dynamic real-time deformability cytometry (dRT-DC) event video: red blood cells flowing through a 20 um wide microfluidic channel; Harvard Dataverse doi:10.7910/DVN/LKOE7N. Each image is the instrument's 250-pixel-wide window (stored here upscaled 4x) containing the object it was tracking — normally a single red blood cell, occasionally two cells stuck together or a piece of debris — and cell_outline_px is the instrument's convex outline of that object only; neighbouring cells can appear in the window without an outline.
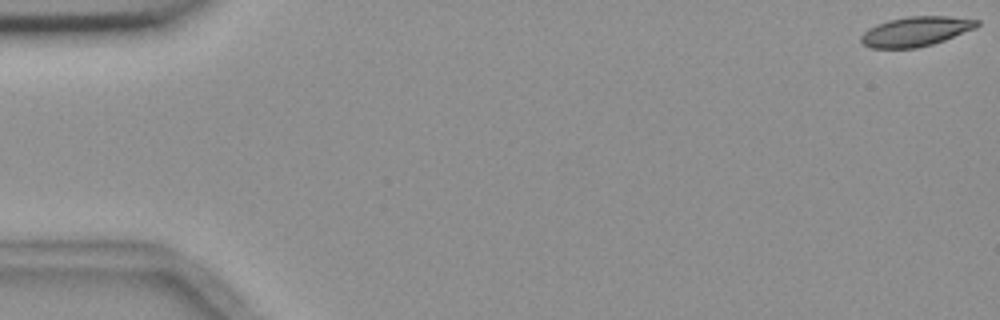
{"species": "common noctule bat (a hibernating species)", "species_latin": "Nyctalus noctula", "temperature_condition": "room temperature", "stored_images_in_passage": 6, "camera_frame_rate_fps": 3000, "um_per_image_px": 0.085, "animal": {"sex": "female", "body_mass_g": 18.4}, "frame": {"image": 1, "passage_image": 1, "time_ms": 0.0, "image_size_px": [1000, 320], "cell_outline_px": [[980, 24], [976, 28], [944, 40], [932, 44], [916, 48], [872, 48], [860, 44], [860, 36], [868, 28], [876, 24], [888, 20], [908, 16], [948, 16], [980, 20]], "centroid_in_image_um": [77.82, 2.67], "position_along_channel_um": 7.2, "area_um2": 20.17}}
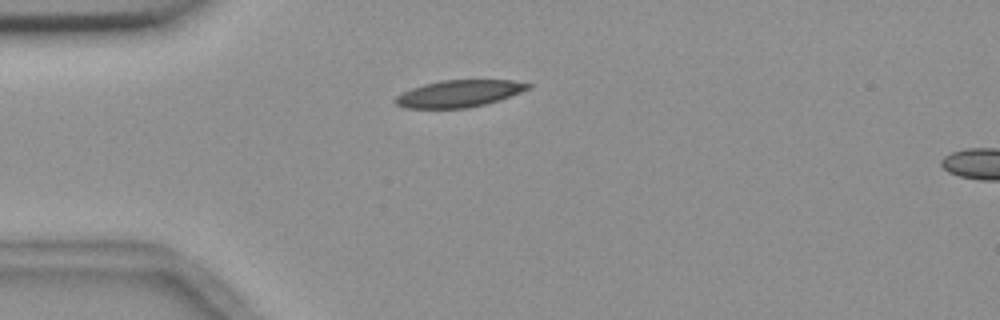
{"frame": {"image": 2, "passage_image": 5, "time_ms": 4.667, "image_size_px": [1000, 320], "cell_outline_px": [[532, 84], [528, 88], [520, 92], [500, 100], [468, 108], [404, 108], [396, 104], [392, 100], [396, 96], [412, 88], [424, 84], [440, 80], [512, 80]], "centroid_in_image_um": [38.98, 7.95], "position_along_channel_um": 46.0, "area_um2": 20.75}}